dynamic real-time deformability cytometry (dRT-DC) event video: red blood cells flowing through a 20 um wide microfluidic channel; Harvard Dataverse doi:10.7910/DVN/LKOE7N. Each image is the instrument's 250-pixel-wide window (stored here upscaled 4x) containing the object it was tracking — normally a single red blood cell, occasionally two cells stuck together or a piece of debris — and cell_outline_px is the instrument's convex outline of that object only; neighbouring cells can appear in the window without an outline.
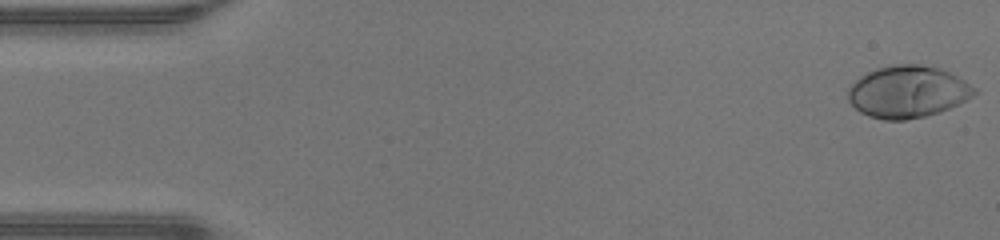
{"species": "human", "species_latin": "Homo sapiens", "temperature_condition": "warm", "stored_images_in_passage": 47, "camera_frame_rate_fps": 3000, "um_per_image_px": 0.085, "donor": {"sex": "male"}, "frame": {"image": 1, "passage_image": 1, "time_ms": 0.0, "image_size_px": [1000, 240], "cell_outline_px": [[980, 92], [940, 112], [924, 116], [904, 120], [884, 120], [868, 116], [860, 112], [848, 100], [848, 88], [860, 76], [876, 68], [888, 64], [920, 64], [940, 68], [964, 80], [976, 88]], "centroid_in_image_um": [77.14, 7.79], "position_along_channel_um": 7.9, "area_um2": 38.26}}
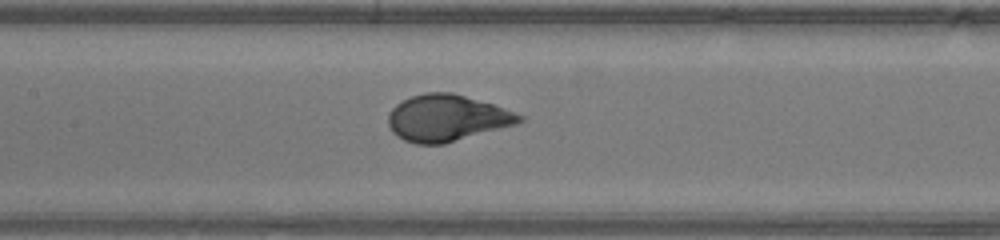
{"frame": {"image": 2, "passage_image": 22, "time_ms": 7.0, "image_size_px": [1000, 240], "cell_outline_px": [[524, 120], [516, 124], [444, 144], [416, 144], [404, 140], [396, 136], [392, 132], [388, 124], [388, 112], [400, 100], [424, 92], [452, 92], [492, 104], [504, 108], [524, 116]], "centroid_in_image_um": [37.94, 10.03], "position_along_channel_um": 169.5, "area_um2": 35.6}}
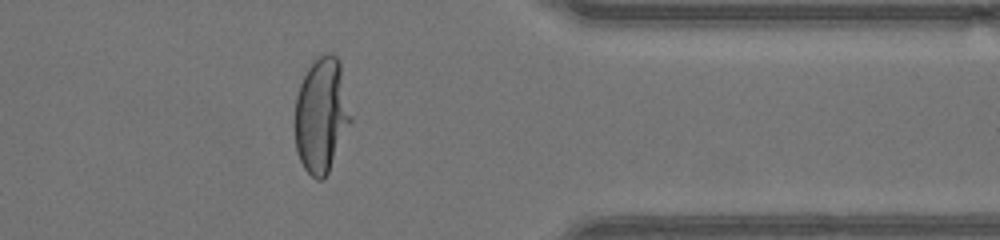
{"frame": {"image": 3, "passage_image": 38, "time_ms": 12.333, "image_size_px": [1000, 240], "cell_outline_px": [[352, 120], [328, 172], [324, 180], [316, 180], [304, 168], [300, 160], [296, 148], [292, 124], [296, 96], [300, 84], [312, 60], [324, 52], [332, 52], [336, 56], [340, 64], [352, 116]], "centroid_in_image_um": [27.29, 9.78], "position_along_channel_um": 384.1, "area_um2": 38.03}, "authors_computed_cell_mechanics": {"area_um2": 36.1828, "velocity_mm_per_s": 4.3307, "shape_relaxation_time_tau1_ms": 2.8497, "shape_relaxation_time_tau2_ms": null, "deformation_change_tau1": 0.2142, "deformation_change_tau2": null}}